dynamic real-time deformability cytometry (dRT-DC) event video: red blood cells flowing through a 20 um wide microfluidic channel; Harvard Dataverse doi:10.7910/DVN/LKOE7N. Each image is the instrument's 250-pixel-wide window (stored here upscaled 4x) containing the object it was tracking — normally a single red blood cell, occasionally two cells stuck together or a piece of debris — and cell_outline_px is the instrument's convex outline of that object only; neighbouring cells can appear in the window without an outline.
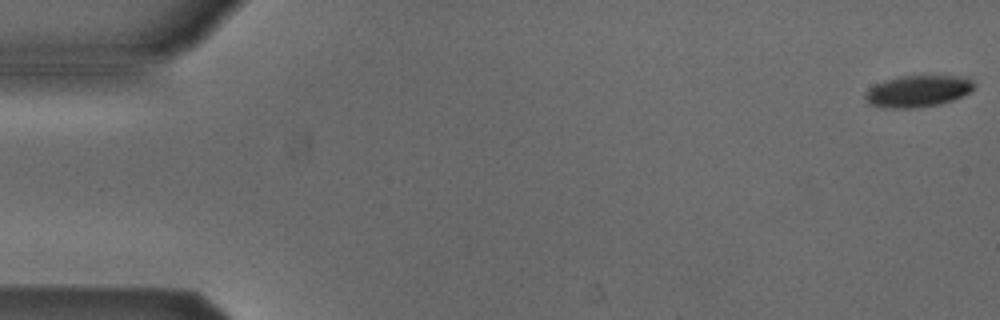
{"species": "Egyptian fruit bat (a non-hibernating species)", "species_latin": "Rousettus aegyptiacus", "temperature_condition": "cold", "stored_images_in_passage": 4, "camera_frame_rate_fps": 3000, "um_per_image_px": 0.085, "animal": {"sex": "male"}, "frame": {"image": 1, "passage_image": 1, "time_ms": 0.0, "image_size_px": [1000, 320], "cell_outline_px": [[976, 84], [968, 92], [952, 100], [940, 104], [912, 108], [884, 108], [868, 104], [864, 100], [864, 92], [868, 88], [884, 80], [900, 76], [968, 76]], "centroid_in_image_um": [77.96, 7.75], "position_along_channel_um": 7.0, "area_um2": 20.23}}